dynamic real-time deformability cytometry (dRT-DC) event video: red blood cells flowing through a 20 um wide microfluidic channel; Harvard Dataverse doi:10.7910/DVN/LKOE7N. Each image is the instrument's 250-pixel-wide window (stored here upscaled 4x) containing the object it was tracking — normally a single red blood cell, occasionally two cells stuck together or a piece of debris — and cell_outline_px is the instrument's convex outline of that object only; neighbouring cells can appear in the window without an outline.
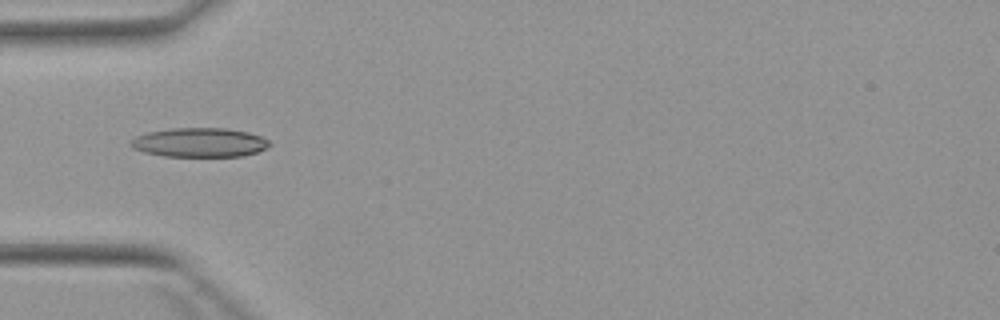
{"species": "Egyptian fruit bat (a non-hibernating species)", "species_latin": "Rousettus aegyptiacus", "temperature_condition": "warm", "stored_images_in_passage": 4, "camera_frame_rate_fps": 3000, "um_per_image_px": 0.085, "animal": {"sex": "female"}, "frame": {"image": 1, "passage_image": 4, "time_ms": 3.667, "image_size_px": [1000, 320], "cell_outline_px": [[272, 144], [256, 152], [240, 156], [164, 156], [144, 152], [132, 148], [128, 144], [136, 136], [148, 132], [172, 128], [228, 128], [248, 132], [260, 136], [268, 140]], "centroid_in_image_um": [16.94, 12.1], "position_along_channel_um": 68.1, "area_um2": 23.52}}